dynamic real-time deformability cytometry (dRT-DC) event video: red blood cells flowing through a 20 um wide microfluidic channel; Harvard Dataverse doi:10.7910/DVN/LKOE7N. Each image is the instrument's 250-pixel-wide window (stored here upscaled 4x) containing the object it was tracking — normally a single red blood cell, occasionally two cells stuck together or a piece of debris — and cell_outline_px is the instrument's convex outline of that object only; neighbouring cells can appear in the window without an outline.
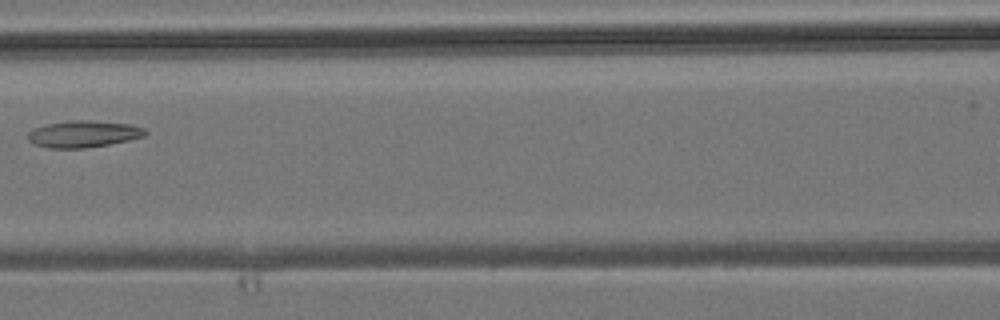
{"species": "common noctule bat (a hibernating species)", "species_latin": "Nyctalus noctula", "temperature_condition": "room temperature", "stored_images_in_passage": 7, "camera_frame_rate_fps": 3000, "um_per_image_px": 0.085, "animal": {"sex": "male", "body_mass_g": 19.2, "forearm_length_mm": 51.8}, "frame": {"image": 1, "passage_image": 7, "time_ms": 7.0, "image_size_px": [1000, 320], "cell_outline_px": [[148, 132], [144, 136], [128, 140], [108, 144], [84, 148], [48, 148], [36, 144], [28, 140], [28, 132], [32, 128], [48, 124], [68, 120], [88, 120], [132, 124], [144, 128]], "centroid_in_image_um": [7.09, 11.38], "position_along_channel_um": 159.5, "area_um2": 18.26}}